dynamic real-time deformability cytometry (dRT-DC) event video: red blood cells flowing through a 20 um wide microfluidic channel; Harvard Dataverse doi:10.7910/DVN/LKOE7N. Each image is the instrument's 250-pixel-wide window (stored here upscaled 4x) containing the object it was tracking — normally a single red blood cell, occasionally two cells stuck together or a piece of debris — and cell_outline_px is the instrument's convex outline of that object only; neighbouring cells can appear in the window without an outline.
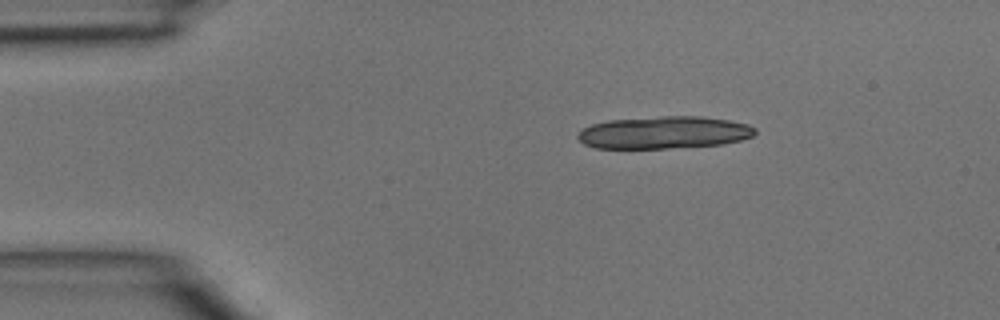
{"species": "common noctule bat (a hibernating species)", "species_latin": "Nyctalus noctula", "temperature_condition": "room temperature", "stored_images_in_passage": 12, "camera_frame_rate_fps": 3000, "um_per_image_px": 0.085, "animal": {"sex": "male", "body_mass_g": 15.6}, "frame": {"image": 1, "passage_image": 3, "time_ms": 0.667, "image_size_px": [1000, 320], "cell_outline_px": [[756, 132], [752, 136], [740, 140], [720, 144], [664, 148], [596, 148], [584, 144], [576, 136], [584, 128], [592, 124], [608, 120], [660, 116], [704, 116], [728, 120], [748, 124], [756, 128]], "centroid_in_image_um": [56.44, 11.25], "position_along_channel_um": 28.6, "area_um2": 33.29}}
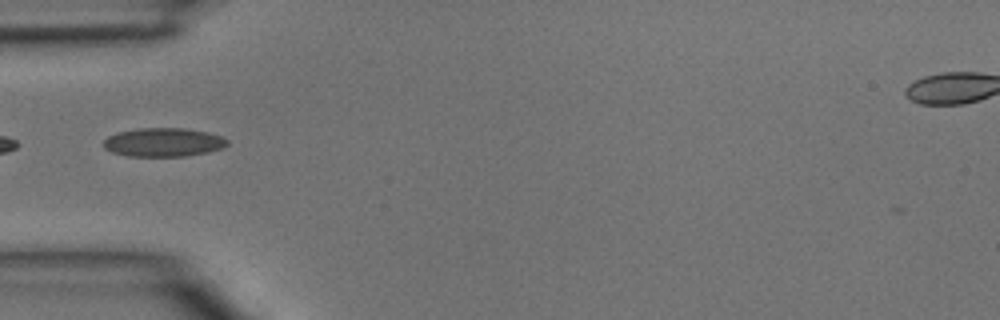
{"frame": {"image": 2, "passage_image": 10, "time_ms": 3.0, "image_size_px": [1000, 320], "cell_outline_px": [[228, 144], [224, 148], [208, 152], [184, 156], [128, 156], [112, 152], [104, 148], [104, 140], [108, 136], [116, 132], [136, 128], [184, 128], [208, 132], [220, 136], [228, 140]], "centroid_in_image_um": [13.89, 12.09], "position_along_channel_um": 71.1, "area_um2": 20.81}}